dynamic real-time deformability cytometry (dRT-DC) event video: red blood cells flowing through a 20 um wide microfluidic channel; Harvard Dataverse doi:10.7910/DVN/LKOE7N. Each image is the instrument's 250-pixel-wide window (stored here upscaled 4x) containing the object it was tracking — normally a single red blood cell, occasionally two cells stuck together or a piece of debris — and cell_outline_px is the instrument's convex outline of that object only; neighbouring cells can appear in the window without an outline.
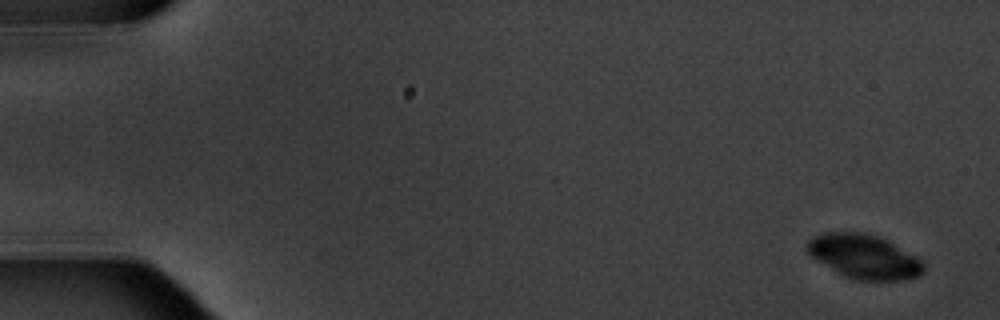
{"species": "common noctule bat (a hibernating species)", "species_latin": "Nyctalus noctula", "temperature_condition": "warm", "stored_images_in_passage": 7, "camera_frame_rate_fps": 3000, "um_per_image_px": 0.085, "animal": {"sex": "male", "body_mass_g": 20.1, "forearm_length_mm": 53.5}, "frame": {"image": 1, "passage_image": 1, "time_ms": 0.0, "image_size_px": [1000, 320], "cell_outline_px": [[924, 272], [920, 276], [900, 280], [856, 280], [844, 276], [816, 260], [804, 248], [808, 240], [812, 236], [828, 232], [864, 232], [888, 240], [916, 256], [924, 264]], "centroid_in_image_um": [73.44, 21.8], "position_along_channel_um": 11.6, "area_um2": 30.0}}